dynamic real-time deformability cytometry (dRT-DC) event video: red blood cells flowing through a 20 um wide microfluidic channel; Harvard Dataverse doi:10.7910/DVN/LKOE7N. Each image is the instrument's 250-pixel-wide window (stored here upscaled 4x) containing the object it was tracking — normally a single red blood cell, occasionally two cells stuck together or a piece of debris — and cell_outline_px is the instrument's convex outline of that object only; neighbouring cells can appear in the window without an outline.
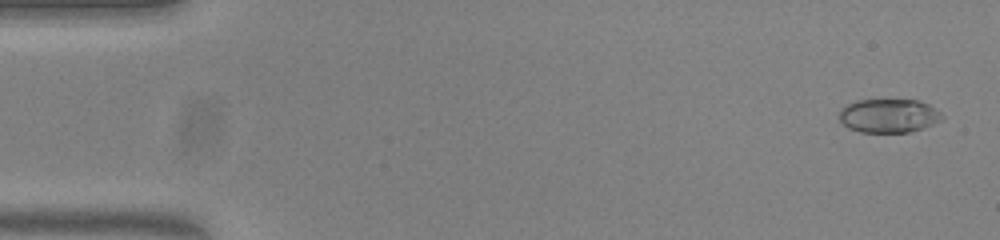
{"species": "common noctule bat (a hibernating species)", "species_latin": "Nyctalus noctula", "temperature_condition": "warm", "stored_images_in_passage": 53, "camera_frame_rate_fps": 3000, "um_per_image_px": 0.085, "animal": {"sex": "female", "body_mass_g": 23.0, "forearm_length_mm": 53.4}, "frame": {"image": 1, "passage_image": 2, "time_ms": 0.333, "image_size_px": [1000, 240], "cell_outline_px": [[944, 116], [940, 120], [932, 124], [908, 132], [860, 132], [848, 128], [840, 120], [840, 108], [856, 100], [916, 100], [928, 104], [940, 112]], "centroid_in_image_um": [75.51, 9.83], "position_along_channel_um": 9.5, "area_um2": 20.0}}
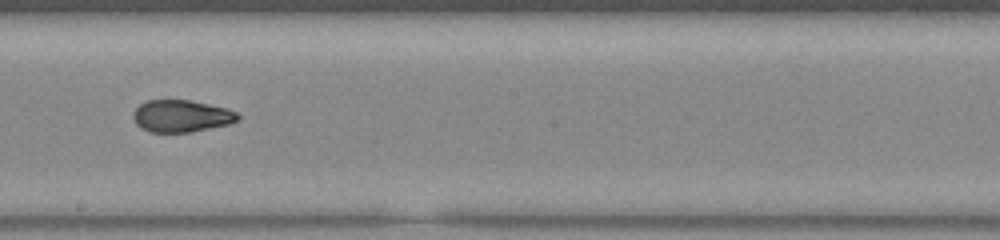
{"frame": {"image": 2, "passage_image": 30, "time_ms": 9.667, "image_size_px": [1000, 240], "cell_outline_px": [[240, 116], [236, 120], [228, 124], [188, 132], [148, 132], [140, 128], [136, 124], [132, 116], [132, 112], [140, 104], [148, 100], [192, 100], [228, 108], [236, 112]], "centroid_in_image_um": [15.38, 9.85], "position_along_channel_um": 232.8, "area_um2": 19.59}}
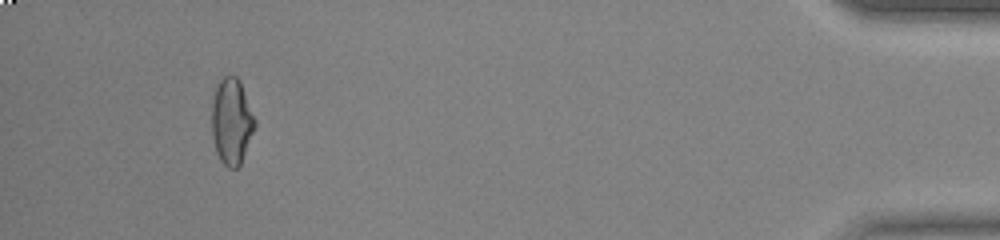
{"frame": {"image": 3, "passage_image": 50, "time_ms": 16.333, "image_size_px": [1000, 240], "cell_outline_px": [[256, 124], [240, 164], [236, 168], [228, 168], [220, 160], [216, 152], [212, 132], [212, 104], [216, 88], [220, 80], [224, 76], [236, 76], [240, 80], [256, 120]], "centroid_in_image_um": [19.69, 10.31], "position_along_channel_um": 415.5, "area_um2": 21.39}}